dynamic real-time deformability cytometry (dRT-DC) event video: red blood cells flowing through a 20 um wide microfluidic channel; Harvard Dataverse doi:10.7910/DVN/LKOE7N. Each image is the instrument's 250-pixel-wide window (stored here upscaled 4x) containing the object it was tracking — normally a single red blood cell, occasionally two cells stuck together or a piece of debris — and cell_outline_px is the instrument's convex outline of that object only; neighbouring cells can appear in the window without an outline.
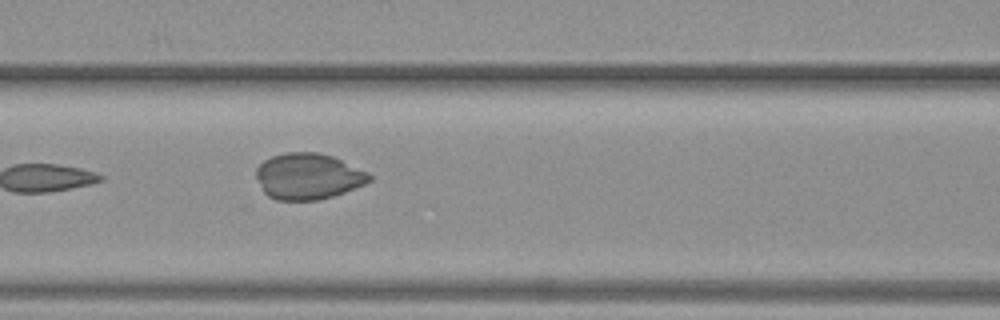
{"species": "common noctule bat (a hibernating species)", "species_latin": "Nyctalus noctula", "temperature_condition": "warm", "stored_images_in_passage": 5, "camera_frame_rate_fps": 3000, "um_per_image_px": 0.085, "animal": {"sex": "female", "body_mass_g": 19.3, "forearm_length_mm": 54.1}, "frame": {"image": 1, "passage_image": 5, "time_ms": 5.667, "image_size_px": [1000, 320], "cell_outline_px": [[372, 180], [364, 184], [344, 192], [320, 200], [276, 200], [268, 196], [264, 192], [256, 176], [256, 168], [264, 160], [272, 156], [284, 152], [320, 152], [332, 156], [368, 172], [372, 176]], "centroid_in_image_um": [26.18, 14.98], "position_along_channel_um": 140.4, "area_um2": 30.4}}